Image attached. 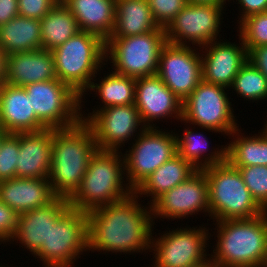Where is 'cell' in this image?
<instances>
[{
    "instance_id": "1",
    "label": "cell",
    "mask_w": 267,
    "mask_h": 267,
    "mask_svg": "<svg viewBox=\"0 0 267 267\" xmlns=\"http://www.w3.org/2000/svg\"><path fill=\"white\" fill-rule=\"evenodd\" d=\"M135 199L136 195L132 193L87 213L88 249L140 252L141 249L153 248L150 246L151 242L154 244L151 241L152 217Z\"/></svg>"
},
{
    "instance_id": "2",
    "label": "cell",
    "mask_w": 267,
    "mask_h": 267,
    "mask_svg": "<svg viewBox=\"0 0 267 267\" xmlns=\"http://www.w3.org/2000/svg\"><path fill=\"white\" fill-rule=\"evenodd\" d=\"M91 128L80 121L66 129H52L49 183L57 197L70 199L80 188L91 157L97 152Z\"/></svg>"
},
{
    "instance_id": "3",
    "label": "cell",
    "mask_w": 267,
    "mask_h": 267,
    "mask_svg": "<svg viewBox=\"0 0 267 267\" xmlns=\"http://www.w3.org/2000/svg\"><path fill=\"white\" fill-rule=\"evenodd\" d=\"M266 213L248 219L217 221L219 236L212 261L218 267H266Z\"/></svg>"
},
{
    "instance_id": "4",
    "label": "cell",
    "mask_w": 267,
    "mask_h": 267,
    "mask_svg": "<svg viewBox=\"0 0 267 267\" xmlns=\"http://www.w3.org/2000/svg\"><path fill=\"white\" fill-rule=\"evenodd\" d=\"M116 152L97 150L91 157L80 188L69 199L71 208L88 213L134 193V190L127 185L126 192L121 184L124 173L122 166L124 170L125 165L121 163L120 155Z\"/></svg>"
},
{
    "instance_id": "5",
    "label": "cell",
    "mask_w": 267,
    "mask_h": 267,
    "mask_svg": "<svg viewBox=\"0 0 267 267\" xmlns=\"http://www.w3.org/2000/svg\"><path fill=\"white\" fill-rule=\"evenodd\" d=\"M207 177L210 216L216 221L248 219L266 211L255 201L238 168L227 159L203 169Z\"/></svg>"
},
{
    "instance_id": "6",
    "label": "cell",
    "mask_w": 267,
    "mask_h": 267,
    "mask_svg": "<svg viewBox=\"0 0 267 267\" xmlns=\"http://www.w3.org/2000/svg\"><path fill=\"white\" fill-rule=\"evenodd\" d=\"M105 51L106 41L99 35L79 31L52 50L57 79L69 85L82 98L106 57Z\"/></svg>"
},
{
    "instance_id": "7",
    "label": "cell",
    "mask_w": 267,
    "mask_h": 267,
    "mask_svg": "<svg viewBox=\"0 0 267 267\" xmlns=\"http://www.w3.org/2000/svg\"><path fill=\"white\" fill-rule=\"evenodd\" d=\"M166 43L165 28H160L130 37H110L105 52L113 60L114 72L137 79L157 74L159 55Z\"/></svg>"
},
{
    "instance_id": "8",
    "label": "cell",
    "mask_w": 267,
    "mask_h": 267,
    "mask_svg": "<svg viewBox=\"0 0 267 267\" xmlns=\"http://www.w3.org/2000/svg\"><path fill=\"white\" fill-rule=\"evenodd\" d=\"M37 118L50 129H66L81 121V98L59 79L24 86Z\"/></svg>"
},
{
    "instance_id": "9",
    "label": "cell",
    "mask_w": 267,
    "mask_h": 267,
    "mask_svg": "<svg viewBox=\"0 0 267 267\" xmlns=\"http://www.w3.org/2000/svg\"><path fill=\"white\" fill-rule=\"evenodd\" d=\"M225 88L202 80L183 101L181 120L210 131L236 134L239 130Z\"/></svg>"
},
{
    "instance_id": "10",
    "label": "cell",
    "mask_w": 267,
    "mask_h": 267,
    "mask_svg": "<svg viewBox=\"0 0 267 267\" xmlns=\"http://www.w3.org/2000/svg\"><path fill=\"white\" fill-rule=\"evenodd\" d=\"M88 249V216L86 212L70 208L51 226L50 234L34 254L47 267H71L73 259Z\"/></svg>"
},
{
    "instance_id": "11",
    "label": "cell",
    "mask_w": 267,
    "mask_h": 267,
    "mask_svg": "<svg viewBox=\"0 0 267 267\" xmlns=\"http://www.w3.org/2000/svg\"><path fill=\"white\" fill-rule=\"evenodd\" d=\"M144 127V128H143ZM142 127L132 150L122 160L129 186L135 190L150 174L178 154L177 136L154 127Z\"/></svg>"
},
{
    "instance_id": "12",
    "label": "cell",
    "mask_w": 267,
    "mask_h": 267,
    "mask_svg": "<svg viewBox=\"0 0 267 267\" xmlns=\"http://www.w3.org/2000/svg\"><path fill=\"white\" fill-rule=\"evenodd\" d=\"M223 6L188 2L165 28L166 41L174 45H186L184 42L188 40L192 44L207 47L218 35Z\"/></svg>"
},
{
    "instance_id": "13",
    "label": "cell",
    "mask_w": 267,
    "mask_h": 267,
    "mask_svg": "<svg viewBox=\"0 0 267 267\" xmlns=\"http://www.w3.org/2000/svg\"><path fill=\"white\" fill-rule=\"evenodd\" d=\"M184 101L202 81V60L187 45L166 43L160 52L156 74Z\"/></svg>"
},
{
    "instance_id": "14",
    "label": "cell",
    "mask_w": 267,
    "mask_h": 267,
    "mask_svg": "<svg viewBox=\"0 0 267 267\" xmlns=\"http://www.w3.org/2000/svg\"><path fill=\"white\" fill-rule=\"evenodd\" d=\"M82 117L93 131L98 150L118 151V145L128 140L142 122L135 104L104 107L86 119Z\"/></svg>"
},
{
    "instance_id": "15",
    "label": "cell",
    "mask_w": 267,
    "mask_h": 267,
    "mask_svg": "<svg viewBox=\"0 0 267 267\" xmlns=\"http://www.w3.org/2000/svg\"><path fill=\"white\" fill-rule=\"evenodd\" d=\"M204 209L210 214L207 177L197 170L183 183L160 196L151 206L152 215L181 218Z\"/></svg>"
},
{
    "instance_id": "16",
    "label": "cell",
    "mask_w": 267,
    "mask_h": 267,
    "mask_svg": "<svg viewBox=\"0 0 267 267\" xmlns=\"http://www.w3.org/2000/svg\"><path fill=\"white\" fill-rule=\"evenodd\" d=\"M208 230L180 229L164 234L153 245L155 267H190L201 264L206 260L205 244Z\"/></svg>"
},
{
    "instance_id": "17",
    "label": "cell",
    "mask_w": 267,
    "mask_h": 267,
    "mask_svg": "<svg viewBox=\"0 0 267 267\" xmlns=\"http://www.w3.org/2000/svg\"><path fill=\"white\" fill-rule=\"evenodd\" d=\"M182 103L180 100L157 76H145L136 79L135 102L140 113L142 123L160 119L176 113L175 117L182 119Z\"/></svg>"
},
{
    "instance_id": "18",
    "label": "cell",
    "mask_w": 267,
    "mask_h": 267,
    "mask_svg": "<svg viewBox=\"0 0 267 267\" xmlns=\"http://www.w3.org/2000/svg\"><path fill=\"white\" fill-rule=\"evenodd\" d=\"M0 127L15 134L47 129L34 113L25 88L6 82L0 86Z\"/></svg>"
},
{
    "instance_id": "19",
    "label": "cell",
    "mask_w": 267,
    "mask_h": 267,
    "mask_svg": "<svg viewBox=\"0 0 267 267\" xmlns=\"http://www.w3.org/2000/svg\"><path fill=\"white\" fill-rule=\"evenodd\" d=\"M70 208L69 199L57 197L47 206L20 214L13 239L18 238L35 254L47 241L51 226H54Z\"/></svg>"
},
{
    "instance_id": "20",
    "label": "cell",
    "mask_w": 267,
    "mask_h": 267,
    "mask_svg": "<svg viewBox=\"0 0 267 267\" xmlns=\"http://www.w3.org/2000/svg\"><path fill=\"white\" fill-rule=\"evenodd\" d=\"M49 178H12L0 181V200L18 215L47 206L57 196Z\"/></svg>"
},
{
    "instance_id": "21",
    "label": "cell",
    "mask_w": 267,
    "mask_h": 267,
    "mask_svg": "<svg viewBox=\"0 0 267 267\" xmlns=\"http://www.w3.org/2000/svg\"><path fill=\"white\" fill-rule=\"evenodd\" d=\"M17 178H48L52 158V129L19 133Z\"/></svg>"
},
{
    "instance_id": "22",
    "label": "cell",
    "mask_w": 267,
    "mask_h": 267,
    "mask_svg": "<svg viewBox=\"0 0 267 267\" xmlns=\"http://www.w3.org/2000/svg\"><path fill=\"white\" fill-rule=\"evenodd\" d=\"M235 44L220 42L209 43V51L202 60V80L210 84L231 87L232 82L247 62V48ZM213 44V45H212Z\"/></svg>"
},
{
    "instance_id": "23",
    "label": "cell",
    "mask_w": 267,
    "mask_h": 267,
    "mask_svg": "<svg viewBox=\"0 0 267 267\" xmlns=\"http://www.w3.org/2000/svg\"><path fill=\"white\" fill-rule=\"evenodd\" d=\"M57 79L51 50H32L7 55L6 83L24 87Z\"/></svg>"
},
{
    "instance_id": "24",
    "label": "cell",
    "mask_w": 267,
    "mask_h": 267,
    "mask_svg": "<svg viewBox=\"0 0 267 267\" xmlns=\"http://www.w3.org/2000/svg\"><path fill=\"white\" fill-rule=\"evenodd\" d=\"M75 17L80 30L107 41L113 33L116 0H61Z\"/></svg>"
},
{
    "instance_id": "25",
    "label": "cell",
    "mask_w": 267,
    "mask_h": 267,
    "mask_svg": "<svg viewBox=\"0 0 267 267\" xmlns=\"http://www.w3.org/2000/svg\"><path fill=\"white\" fill-rule=\"evenodd\" d=\"M197 170L191 163L177 154L150 174L134 190V193L153 195V202L151 203L153 204L160 196L183 183Z\"/></svg>"
},
{
    "instance_id": "26",
    "label": "cell",
    "mask_w": 267,
    "mask_h": 267,
    "mask_svg": "<svg viewBox=\"0 0 267 267\" xmlns=\"http://www.w3.org/2000/svg\"><path fill=\"white\" fill-rule=\"evenodd\" d=\"M147 0H116V16L110 37H130L158 30Z\"/></svg>"
},
{
    "instance_id": "27",
    "label": "cell",
    "mask_w": 267,
    "mask_h": 267,
    "mask_svg": "<svg viewBox=\"0 0 267 267\" xmlns=\"http://www.w3.org/2000/svg\"><path fill=\"white\" fill-rule=\"evenodd\" d=\"M0 49L6 55L42 49L40 20L17 16L0 25Z\"/></svg>"
},
{
    "instance_id": "28",
    "label": "cell",
    "mask_w": 267,
    "mask_h": 267,
    "mask_svg": "<svg viewBox=\"0 0 267 267\" xmlns=\"http://www.w3.org/2000/svg\"><path fill=\"white\" fill-rule=\"evenodd\" d=\"M40 23L42 49L45 50L52 51L81 31L75 17L61 1L40 20Z\"/></svg>"
},
{
    "instance_id": "29",
    "label": "cell",
    "mask_w": 267,
    "mask_h": 267,
    "mask_svg": "<svg viewBox=\"0 0 267 267\" xmlns=\"http://www.w3.org/2000/svg\"><path fill=\"white\" fill-rule=\"evenodd\" d=\"M260 136L241 137L228 144L226 159L236 168L267 166V126Z\"/></svg>"
},
{
    "instance_id": "30",
    "label": "cell",
    "mask_w": 267,
    "mask_h": 267,
    "mask_svg": "<svg viewBox=\"0 0 267 267\" xmlns=\"http://www.w3.org/2000/svg\"><path fill=\"white\" fill-rule=\"evenodd\" d=\"M101 84L91 82L88 89L98 90L106 106L131 105L135 102L136 79L112 72L104 77Z\"/></svg>"
},
{
    "instance_id": "31",
    "label": "cell",
    "mask_w": 267,
    "mask_h": 267,
    "mask_svg": "<svg viewBox=\"0 0 267 267\" xmlns=\"http://www.w3.org/2000/svg\"><path fill=\"white\" fill-rule=\"evenodd\" d=\"M178 137L179 136H177L178 154L181 157H183L186 161L191 163L198 170L199 169L203 170L207 167H210L211 165L222 163L226 159V147H224L220 151L218 150V151L213 152L214 154L213 155L211 154V156L207 157V159L204 158L205 161L202 163L201 161H199L201 160L200 157L202 153L205 152V150L207 151V147H208V141L206 140V137L203 139L205 140V142L204 141L203 142L206 143L205 145H207V147L203 145L204 143H202V140L199 139V137H202V138L204 137L202 134L194 135V132L188 129L186 130L183 138L182 137L178 138Z\"/></svg>"
},
{
    "instance_id": "32",
    "label": "cell",
    "mask_w": 267,
    "mask_h": 267,
    "mask_svg": "<svg viewBox=\"0 0 267 267\" xmlns=\"http://www.w3.org/2000/svg\"><path fill=\"white\" fill-rule=\"evenodd\" d=\"M231 86L244 99L261 100L267 97V78L248 60L235 76Z\"/></svg>"
},
{
    "instance_id": "33",
    "label": "cell",
    "mask_w": 267,
    "mask_h": 267,
    "mask_svg": "<svg viewBox=\"0 0 267 267\" xmlns=\"http://www.w3.org/2000/svg\"><path fill=\"white\" fill-rule=\"evenodd\" d=\"M240 36L246 48L267 45V12L240 20Z\"/></svg>"
},
{
    "instance_id": "34",
    "label": "cell",
    "mask_w": 267,
    "mask_h": 267,
    "mask_svg": "<svg viewBox=\"0 0 267 267\" xmlns=\"http://www.w3.org/2000/svg\"><path fill=\"white\" fill-rule=\"evenodd\" d=\"M255 201L267 211V166L238 168Z\"/></svg>"
},
{
    "instance_id": "35",
    "label": "cell",
    "mask_w": 267,
    "mask_h": 267,
    "mask_svg": "<svg viewBox=\"0 0 267 267\" xmlns=\"http://www.w3.org/2000/svg\"><path fill=\"white\" fill-rule=\"evenodd\" d=\"M19 151V133H8L0 145V181L16 178Z\"/></svg>"
},
{
    "instance_id": "36",
    "label": "cell",
    "mask_w": 267,
    "mask_h": 267,
    "mask_svg": "<svg viewBox=\"0 0 267 267\" xmlns=\"http://www.w3.org/2000/svg\"><path fill=\"white\" fill-rule=\"evenodd\" d=\"M155 22L166 28L188 3L187 0H147Z\"/></svg>"
},
{
    "instance_id": "37",
    "label": "cell",
    "mask_w": 267,
    "mask_h": 267,
    "mask_svg": "<svg viewBox=\"0 0 267 267\" xmlns=\"http://www.w3.org/2000/svg\"><path fill=\"white\" fill-rule=\"evenodd\" d=\"M61 0H18L19 16L41 20Z\"/></svg>"
},
{
    "instance_id": "38",
    "label": "cell",
    "mask_w": 267,
    "mask_h": 267,
    "mask_svg": "<svg viewBox=\"0 0 267 267\" xmlns=\"http://www.w3.org/2000/svg\"><path fill=\"white\" fill-rule=\"evenodd\" d=\"M18 214L0 200V241L13 239L17 231Z\"/></svg>"
},
{
    "instance_id": "39",
    "label": "cell",
    "mask_w": 267,
    "mask_h": 267,
    "mask_svg": "<svg viewBox=\"0 0 267 267\" xmlns=\"http://www.w3.org/2000/svg\"><path fill=\"white\" fill-rule=\"evenodd\" d=\"M247 59L267 78V45L247 48Z\"/></svg>"
},
{
    "instance_id": "40",
    "label": "cell",
    "mask_w": 267,
    "mask_h": 267,
    "mask_svg": "<svg viewBox=\"0 0 267 267\" xmlns=\"http://www.w3.org/2000/svg\"><path fill=\"white\" fill-rule=\"evenodd\" d=\"M19 16L18 0H0V25L8 23Z\"/></svg>"
},
{
    "instance_id": "41",
    "label": "cell",
    "mask_w": 267,
    "mask_h": 267,
    "mask_svg": "<svg viewBox=\"0 0 267 267\" xmlns=\"http://www.w3.org/2000/svg\"><path fill=\"white\" fill-rule=\"evenodd\" d=\"M238 2L244 11L241 20L253 14L267 12V0H238Z\"/></svg>"
},
{
    "instance_id": "42",
    "label": "cell",
    "mask_w": 267,
    "mask_h": 267,
    "mask_svg": "<svg viewBox=\"0 0 267 267\" xmlns=\"http://www.w3.org/2000/svg\"><path fill=\"white\" fill-rule=\"evenodd\" d=\"M7 55L0 49V86L6 82Z\"/></svg>"
},
{
    "instance_id": "43",
    "label": "cell",
    "mask_w": 267,
    "mask_h": 267,
    "mask_svg": "<svg viewBox=\"0 0 267 267\" xmlns=\"http://www.w3.org/2000/svg\"><path fill=\"white\" fill-rule=\"evenodd\" d=\"M226 0H187L190 3H203V4H217V5H224Z\"/></svg>"
},
{
    "instance_id": "44",
    "label": "cell",
    "mask_w": 267,
    "mask_h": 267,
    "mask_svg": "<svg viewBox=\"0 0 267 267\" xmlns=\"http://www.w3.org/2000/svg\"><path fill=\"white\" fill-rule=\"evenodd\" d=\"M211 260V261H210ZM208 259L207 261L198 264V265H194V266H190V267H218L213 261L212 259Z\"/></svg>"
},
{
    "instance_id": "45",
    "label": "cell",
    "mask_w": 267,
    "mask_h": 267,
    "mask_svg": "<svg viewBox=\"0 0 267 267\" xmlns=\"http://www.w3.org/2000/svg\"><path fill=\"white\" fill-rule=\"evenodd\" d=\"M8 134L2 127H0V145L4 137Z\"/></svg>"
}]
</instances>
